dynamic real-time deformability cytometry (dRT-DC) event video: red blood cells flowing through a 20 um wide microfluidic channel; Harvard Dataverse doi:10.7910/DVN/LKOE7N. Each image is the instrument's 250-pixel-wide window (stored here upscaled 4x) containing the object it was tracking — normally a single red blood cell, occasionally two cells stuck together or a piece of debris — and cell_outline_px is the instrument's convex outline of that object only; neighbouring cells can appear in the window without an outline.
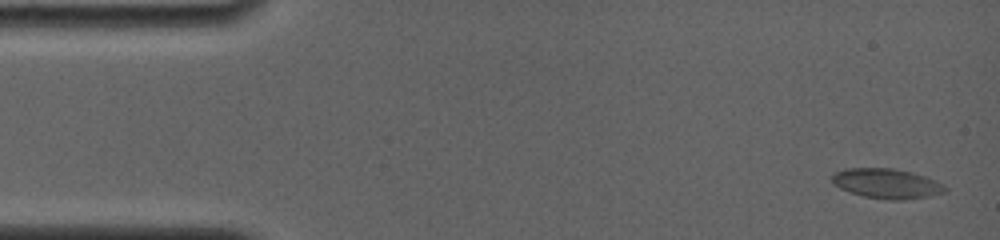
{"species": "common noctule bat (a hibernating species)", "species_latin": "Nyctalus noctula", "temperature_condition": "room temperature", "stored_images_in_passage": 40, "camera_frame_rate_fps": 4000, "um_per_image_px": 0.085, "animal": {"sex": "female", "body_mass_g": 19.0, "forearm_length_mm": 56.7}, "frame": {"image": 1, "passage_image": 1, "time_ms": 0.0, "image_size_px": [1000, 240], "cell_outline_px": [[948, 188], [944, 192], [928, 196], [904, 200], [888, 200], [864, 196], [840, 188], [832, 184], [832, 176], [836, 172], [844, 168], [892, 168], [912, 172], [924, 176], [944, 184]], "centroid_in_image_um": [75.37, 15.6], "position_along_channel_um": 9.6, "area_um2": 19.59}}
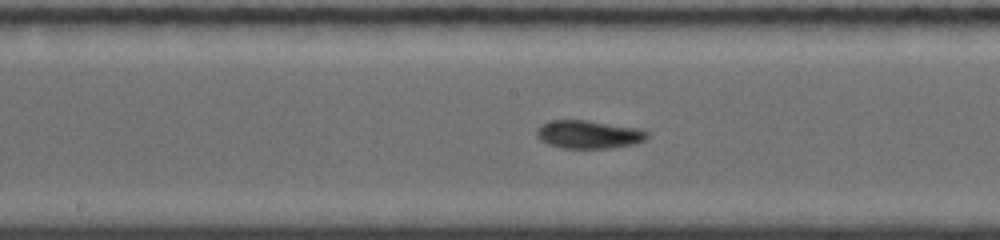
{"frame": {"image": 2, "passage_image": 23, "time_ms": 8.0, "image_size_px": [1000, 240], "cell_outline_px": [[648, 136], [644, 140], [636, 144], [612, 148], [560, 148], [548, 144], [540, 140], [536, 136], [536, 128], [540, 124], [552, 120], [588, 120], [640, 128], [648, 132]], "centroid_in_image_um": [50.02, 11.42], "position_along_channel_um": 198.2, "area_um2": 18.44}}
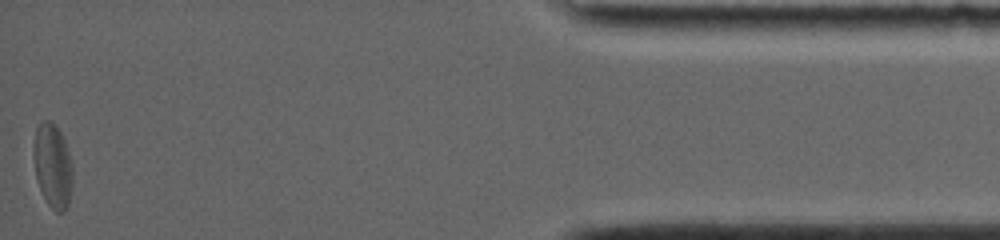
{"frame": {"image": 3, "passage_image": 40, "time_ms": 16.0, "image_size_px": [1000, 240], "cell_outline_px": [[72, 184], [68, 204], [64, 212], [56, 212], [48, 204], [40, 188], [36, 176], [36, 128], [44, 120], [48, 120], [60, 132], [64, 140], [72, 168]], "centroid_in_image_um": [4.52, 14.15], "position_along_channel_um": 430.7, "area_um2": 18.09}, "authors_computed_cell_mechanics": {"area_um2": 18.0625, "velocity_mm_per_s": 3.7536, "shape_relaxation_time_tau1_ms": 4.8776, "shape_relaxation_time_tau2_ms": 3.6337, "deformation_change_tau1": 0.1198, "deformation_change_tau2": 0.0822}}